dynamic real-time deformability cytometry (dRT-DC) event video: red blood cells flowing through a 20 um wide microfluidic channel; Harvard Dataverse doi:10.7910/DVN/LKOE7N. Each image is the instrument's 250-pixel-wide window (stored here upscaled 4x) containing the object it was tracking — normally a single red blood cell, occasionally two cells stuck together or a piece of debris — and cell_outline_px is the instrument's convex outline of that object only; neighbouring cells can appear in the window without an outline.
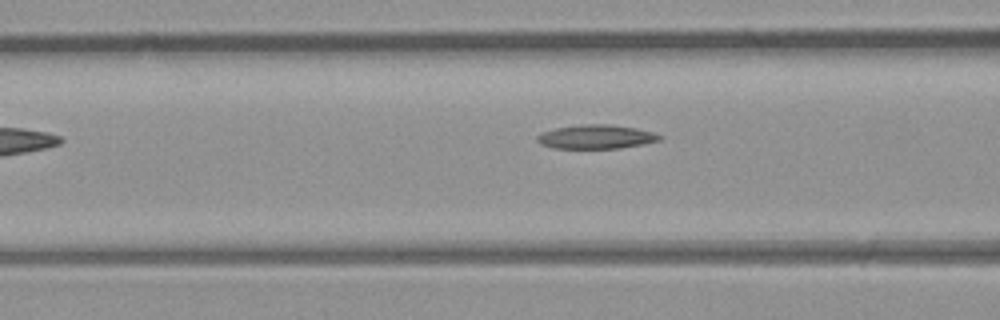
{"species": "common noctule bat (a hibernating species)", "species_latin": "Nyctalus noctula", "temperature_condition": "room temperature", "stored_images_in_passage": 5, "camera_frame_rate_fps": 3000, "um_per_image_px": 0.085, "animal": {"sex": "male", "body_mass_g": 23.1, "forearm_length_mm": 52.7}, "frame": {"image": 1, "passage_image": 4, "time_ms": 1.0, "image_size_px": [1000, 320], "cell_outline_px": [[664, 136], [660, 140], [644, 144], [620, 148], [552, 148], [540, 144], [536, 140], [536, 136], [544, 132], [556, 128], [584, 124], [608, 124], [636, 128], [652, 132]], "centroid_in_image_um": [50.68, 11.63], "position_along_channel_um": 115.9, "area_um2": 17.05}}
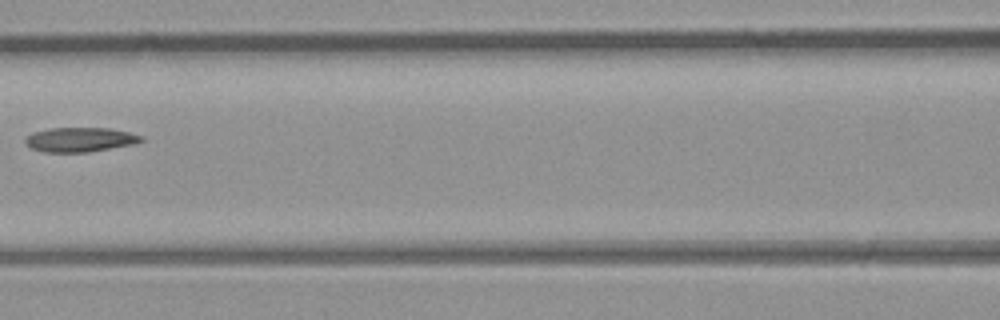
{"frame": {"image": 2, "passage_image": 5, "time_ms": 1.333, "image_size_px": [1000, 320], "cell_outline_px": [[144, 140], [132, 144], [88, 152], [44, 152], [32, 148], [24, 144], [24, 140], [32, 132], [48, 128], [108, 128], [128, 132], [144, 136]], "centroid_in_image_um": [6.77, 11.86], "position_along_channel_um": 159.8, "area_um2": 16.47}}